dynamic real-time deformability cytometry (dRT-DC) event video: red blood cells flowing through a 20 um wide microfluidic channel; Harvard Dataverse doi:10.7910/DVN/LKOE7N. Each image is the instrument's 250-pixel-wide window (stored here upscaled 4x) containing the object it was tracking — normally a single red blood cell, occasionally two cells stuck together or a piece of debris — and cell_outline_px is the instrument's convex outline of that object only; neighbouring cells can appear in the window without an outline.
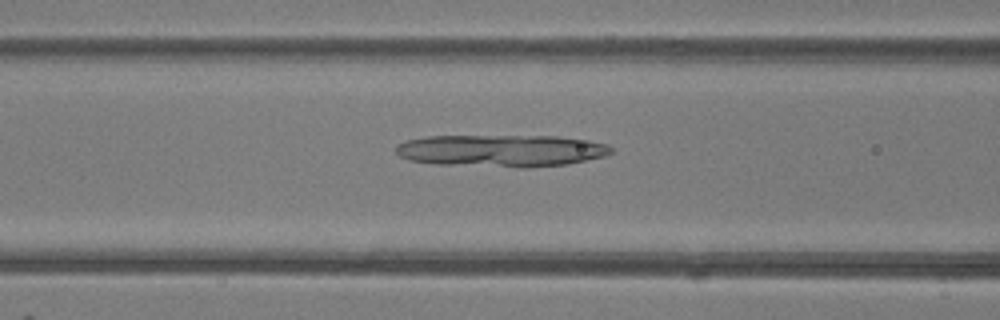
{"species": "common noctule bat (a hibernating species)", "species_latin": "Nyctalus noctula", "temperature_condition": "room temperature", "stored_images_in_passage": 49, "camera_frame_rate_fps": 3000, "um_per_image_px": 0.085, "animal": {"sex": "female"}, "frame": {"image": 1, "passage_image": 20, "time_ms": 6.333, "image_size_px": [1000, 320], "cell_outline_px": [[612, 152], [604, 156], [568, 164], [524, 168], [520, 168], [436, 164], [408, 160], [400, 156], [396, 152], [396, 144], [404, 140], [428, 136], [556, 136], [588, 140], [608, 144], [612, 148]], "centroid_in_image_um": [42.59, 12.81], "position_along_channel_um": 124.0, "area_um2": 40.69}}
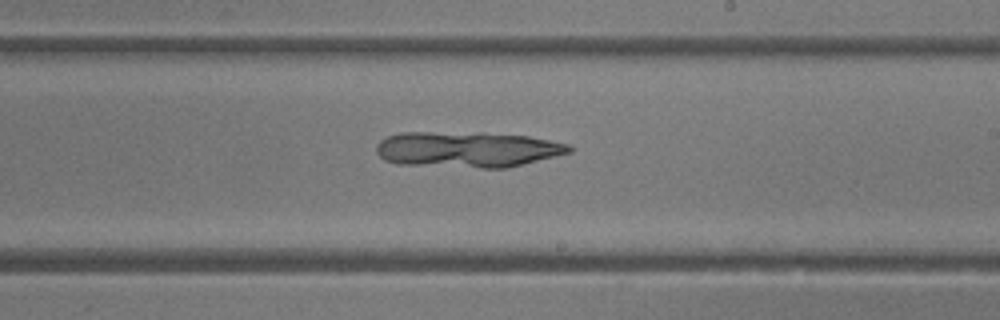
{"frame": {"image": 2, "passage_image": 29, "time_ms": 9.333, "image_size_px": [1000, 320], "cell_outline_px": [[572, 152], [508, 168], [480, 168], [396, 164], [384, 160], [376, 152], [376, 144], [380, 140], [388, 136], [400, 132], [484, 132], [528, 136], [568, 144], [572, 148]], "centroid_in_image_um": [39.7, 12.7], "position_along_channel_um": 249.3, "area_um2": 40.69}}
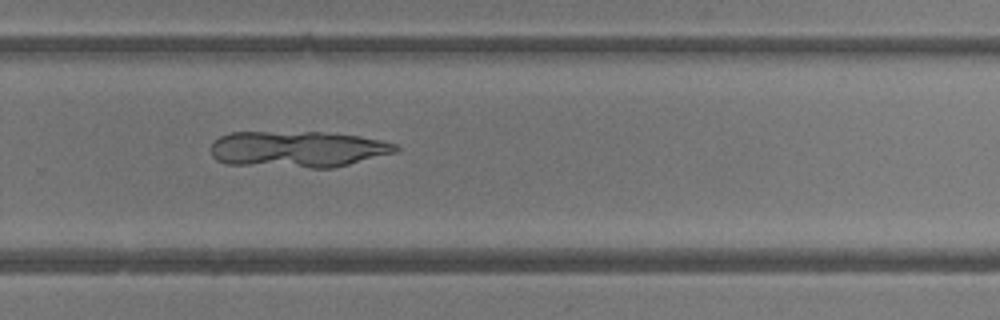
{"frame": {"image": 3, "passage_image": 33, "time_ms": 10.667, "image_size_px": [1000, 320], "cell_outline_px": [[400, 148], [396, 152], [332, 168], [308, 168], [224, 164], [216, 160], [212, 156], [212, 140], [228, 132], [320, 132], [360, 136], [380, 140], [396, 144]], "centroid_in_image_um": [25.25, 12.68], "position_along_channel_um": 304.5, "area_um2": 39.36}}